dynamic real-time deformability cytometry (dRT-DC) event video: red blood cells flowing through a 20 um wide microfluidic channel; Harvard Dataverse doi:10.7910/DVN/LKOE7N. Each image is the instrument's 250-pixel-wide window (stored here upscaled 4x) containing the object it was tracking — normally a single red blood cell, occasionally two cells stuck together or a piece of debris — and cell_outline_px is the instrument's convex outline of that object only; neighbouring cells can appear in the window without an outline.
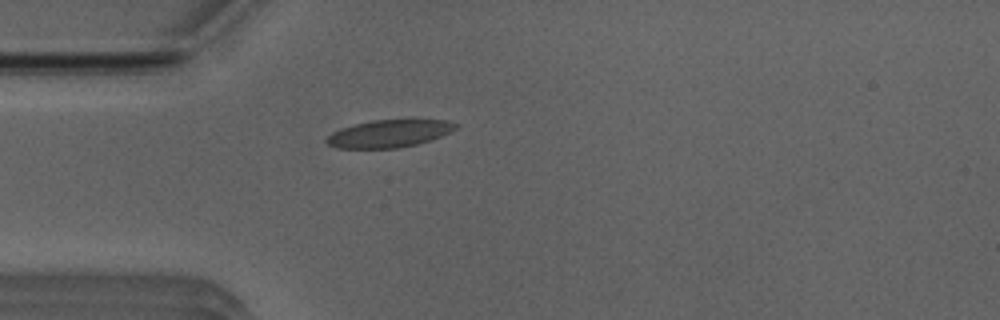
{"species": "Egyptian fruit bat (a non-hibernating species)", "species_latin": "Rousettus aegyptiacus", "temperature_condition": "room temperature", "stored_images_in_passage": 35, "camera_frame_rate_fps": 3000, "um_per_image_px": 0.085, "animal": {"sex": "male"}, "frame": {"image": 1, "passage_image": 1, "time_ms": 0.0, "image_size_px": [1000, 320], "cell_outline_px": [[460, 124], [456, 128], [432, 140], [400, 148], [336, 148], [328, 144], [324, 140], [332, 132], [340, 128], [372, 120], [412, 116], [444, 120]], "centroid_in_image_um": [33.13, 11.3], "position_along_channel_um": 51.9, "area_um2": 21.62}}
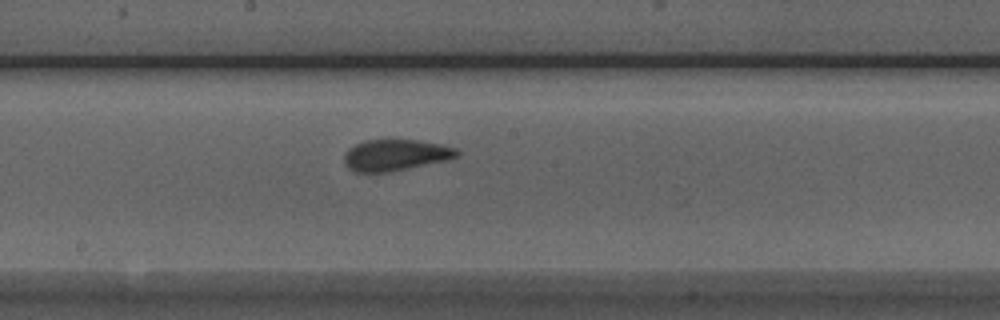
{"frame": {"image": 2, "passage_image": 14, "time_ms": 4.333, "image_size_px": [1000, 320], "cell_outline_px": [[460, 156], [448, 160], [392, 172], [356, 172], [348, 168], [344, 164], [344, 156], [348, 148], [364, 140], [416, 140], [444, 144], [456, 148], [460, 152]], "centroid_in_image_um": [33.65, 13.18], "position_along_channel_um": 214.5, "area_um2": 20.87}}
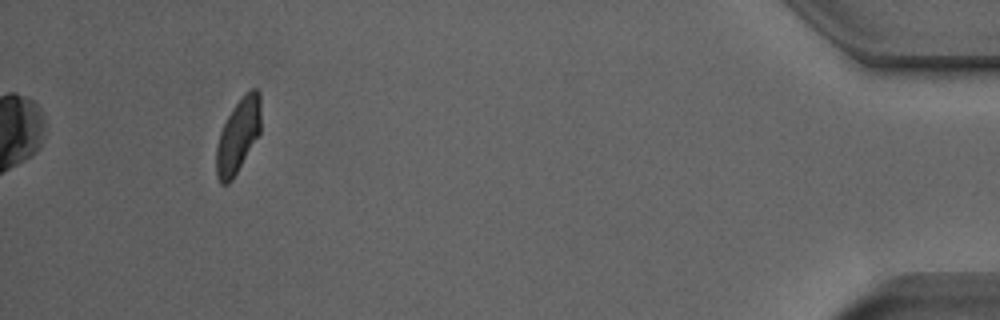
{"frame": {"image": 3, "passage_image": 35, "time_ms": 11.333, "image_size_px": [1000, 320], "cell_outline_px": [[260, 132], [232, 180], [228, 184], [220, 184], [216, 176], [216, 148], [220, 132], [232, 108], [244, 92], [252, 88], [256, 88], [260, 92]], "centroid_in_image_um": [20.23, 11.51], "position_along_channel_um": 415.0, "area_um2": 19.19}, "authors_computed_cell_mechanics": {"area_um2": 20.6346, "velocity_mm_per_s": 3.9158, "shape_relaxation_time_tau1_ms": 7.3537, "shape_relaxation_time_tau2_ms": null, "deformation_change_tau1": 0.1738, "deformation_change_tau2": null}}